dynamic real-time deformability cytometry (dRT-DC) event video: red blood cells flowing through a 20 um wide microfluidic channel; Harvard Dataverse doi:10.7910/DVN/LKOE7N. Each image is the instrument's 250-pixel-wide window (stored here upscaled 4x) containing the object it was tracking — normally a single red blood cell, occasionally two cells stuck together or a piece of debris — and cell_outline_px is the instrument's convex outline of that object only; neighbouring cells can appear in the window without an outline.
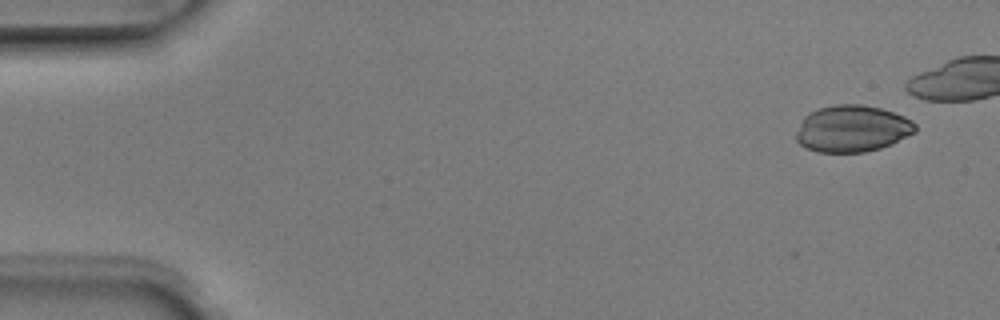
{"species": "Egyptian fruit bat (a non-hibernating species)", "species_latin": "Rousettus aegyptiacus", "temperature_condition": "room temperature", "stored_images_in_passage": 5, "camera_frame_rate_fps": 3000, "um_per_image_px": 0.085, "animal": {"sex": "male"}, "frame": {"image": 1, "passage_image": 1, "time_ms": 0.0, "image_size_px": [1000, 320], "cell_outline_px": [[916, 132], [892, 144], [880, 148], [864, 152], [816, 152], [800, 144], [796, 140], [796, 132], [804, 116], [808, 112], [820, 108], [836, 104], [860, 104], [880, 108], [904, 116], [912, 120], [916, 124]], "centroid_in_image_um": [72.44, 10.93], "position_along_channel_um": 12.6, "area_um2": 32.48}}